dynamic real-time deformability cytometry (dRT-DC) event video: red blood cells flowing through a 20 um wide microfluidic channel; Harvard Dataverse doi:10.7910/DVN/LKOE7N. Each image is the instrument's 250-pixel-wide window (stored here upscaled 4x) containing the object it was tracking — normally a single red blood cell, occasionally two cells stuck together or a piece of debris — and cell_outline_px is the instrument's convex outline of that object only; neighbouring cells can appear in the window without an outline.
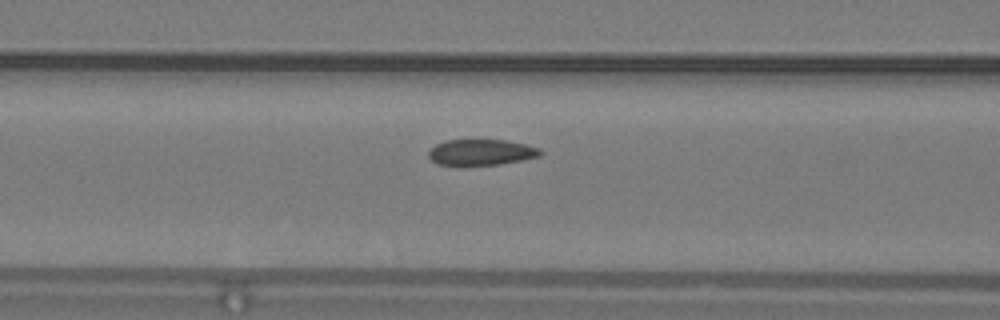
{"species": "common noctule bat (a hibernating species)", "species_latin": "Nyctalus noctula", "temperature_condition": "warm", "stored_images_in_passage": 15, "camera_frame_rate_fps": 3000, "um_per_image_px": 0.085, "animal": {"sex": "male", "body_mass_g": 19.2, "forearm_length_mm": 51.8}, "frame": {"image": 1, "passage_image": 13, "time_ms": 4.0, "image_size_px": [1000, 320], "cell_outline_px": [[544, 152], [540, 156], [500, 164], [464, 168], [460, 168], [436, 164], [428, 156], [428, 152], [436, 144], [444, 140], [504, 140], [524, 144], [540, 148]], "centroid_in_image_um": [40.84, 12.99], "position_along_channel_um": 125.8, "area_um2": 17.57}}